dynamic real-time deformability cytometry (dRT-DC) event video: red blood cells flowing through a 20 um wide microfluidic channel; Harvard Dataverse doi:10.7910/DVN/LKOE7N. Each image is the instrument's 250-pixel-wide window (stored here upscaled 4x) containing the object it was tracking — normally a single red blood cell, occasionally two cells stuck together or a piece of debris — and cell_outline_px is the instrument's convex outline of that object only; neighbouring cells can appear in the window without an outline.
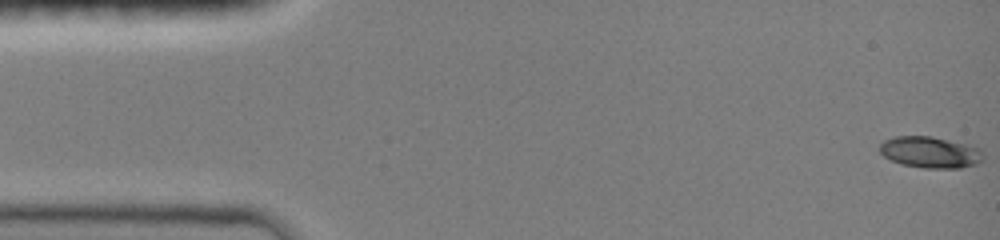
{"species": "common noctule bat (a hibernating species)", "species_latin": "Nyctalus noctula", "temperature_condition": "room temperature", "stored_images_in_passage": 48, "camera_frame_rate_fps": 3000, "um_per_image_px": 0.085, "animal": {"sex": "female", "body_mass_g": 19.0, "forearm_length_mm": 51.5}, "frame": {"image": 1, "passage_image": 1, "time_ms": 0.0, "image_size_px": [1000, 240], "cell_outline_px": [[984, 160], [976, 164], [960, 168], [924, 168], [900, 164], [884, 156], [880, 152], [880, 144], [884, 140], [896, 136], [932, 136], [980, 148]], "centroid_in_image_um": [79.06, 12.95], "position_along_channel_um": 5.9, "area_um2": 18.84}}
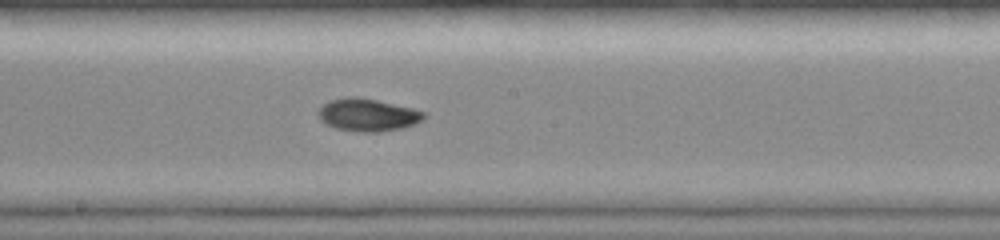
{"frame": {"image": 2, "passage_image": 26, "time_ms": 8.333, "image_size_px": [1000, 240], "cell_outline_px": [[424, 120], [404, 128], [380, 132], [360, 132], [336, 128], [320, 120], [316, 116], [316, 112], [328, 100], [348, 96], [356, 96], [376, 100], [412, 108], [424, 112]], "centroid_in_image_um": [31.23, 9.76], "position_along_channel_um": 217.0, "area_um2": 20.17}}
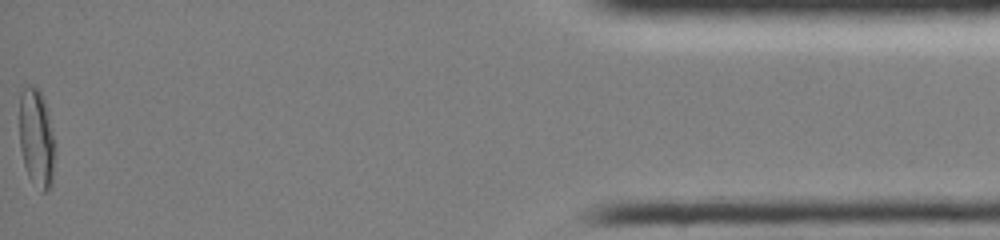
{"frame": {"image": 3, "passage_image": 48, "time_ms": 15.667, "image_size_px": [1000, 240], "cell_outline_px": [[52, 184], [48, 192], [44, 192], [28, 176], [24, 164], [20, 148], [20, 92], [24, 84], [32, 84], [40, 92], [44, 100], [48, 112], [52, 136]], "centroid_in_image_um": [3.05, 11.67], "position_along_channel_um": 432.1, "area_um2": 19.77}, "authors_computed_cell_mechanics": {"area_um2": 18.8717, "velocity_mm_per_s": 4.0507, "shape_relaxation_time_tau1_ms": 7.6641, "shape_relaxation_time_tau2_ms": 2.9297, "deformation_change_tau1": 0.229, "deformation_change_tau2": 0.0564}}